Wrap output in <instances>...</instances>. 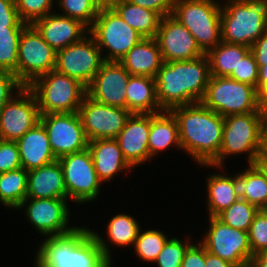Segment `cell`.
I'll list each match as a JSON object with an SVG mask.
<instances>
[{
	"instance_id": "8d00e7d4",
	"label": "cell",
	"mask_w": 267,
	"mask_h": 267,
	"mask_svg": "<svg viewBox=\"0 0 267 267\" xmlns=\"http://www.w3.org/2000/svg\"><path fill=\"white\" fill-rule=\"evenodd\" d=\"M58 6L62 8L63 14L72 19L80 21L88 29L94 23L100 6L96 0H57Z\"/></svg>"
},
{
	"instance_id": "ac0fdd59",
	"label": "cell",
	"mask_w": 267,
	"mask_h": 267,
	"mask_svg": "<svg viewBox=\"0 0 267 267\" xmlns=\"http://www.w3.org/2000/svg\"><path fill=\"white\" fill-rule=\"evenodd\" d=\"M130 73L117 61H104L86 88L87 95L100 103L127 109L126 87Z\"/></svg>"
},
{
	"instance_id": "6da1fadb",
	"label": "cell",
	"mask_w": 267,
	"mask_h": 267,
	"mask_svg": "<svg viewBox=\"0 0 267 267\" xmlns=\"http://www.w3.org/2000/svg\"><path fill=\"white\" fill-rule=\"evenodd\" d=\"M38 247L35 267H111L109 245L98 233L78 227L63 236L46 237Z\"/></svg>"
},
{
	"instance_id": "8fae6325",
	"label": "cell",
	"mask_w": 267,
	"mask_h": 267,
	"mask_svg": "<svg viewBox=\"0 0 267 267\" xmlns=\"http://www.w3.org/2000/svg\"><path fill=\"white\" fill-rule=\"evenodd\" d=\"M55 51L37 29L28 24L22 31L18 48V80L28 86L37 77L55 69Z\"/></svg>"
},
{
	"instance_id": "8992f818",
	"label": "cell",
	"mask_w": 267,
	"mask_h": 267,
	"mask_svg": "<svg viewBox=\"0 0 267 267\" xmlns=\"http://www.w3.org/2000/svg\"><path fill=\"white\" fill-rule=\"evenodd\" d=\"M36 97L40 114L78 112L86 87L78 80L51 70L27 86Z\"/></svg>"
},
{
	"instance_id": "d6986e66",
	"label": "cell",
	"mask_w": 267,
	"mask_h": 267,
	"mask_svg": "<svg viewBox=\"0 0 267 267\" xmlns=\"http://www.w3.org/2000/svg\"><path fill=\"white\" fill-rule=\"evenodd\" d=\"M164 62L193 60L205 55L189 30L174 17H162L156 35Z\"/></svg>"
},
{
	"instance_id": "277c9868",
	"label": "cell",
	"mask_w": 267,
	"mask_h": 267,
	"mask_svg": "<svg viewBox=\"0 0 267 267\" xmlns=\"http://www.w3.org/2000/svg\"><path fill=\"white\" fill-rule=\"evenodd\" d=\"M262 134L263 111L224 117L222 145L219 154L210 164H200V166L222 169L225 168V164H223L225 158L246 152L248 154L247 162L255 164L262 157Z\"/></svg>"
},
{
	"instance_id": "30bf717a",
	"label": "cell",
	"mask_w": 267,
	"mask_h": 267,
	"mask_svg": "<svg viewBox=\"0 0 267 267\" xmlns=\"http://www.w3.org/2000/svg\"><path fill=\"white\" fill-rule=\"evenodd\" d=\"M62 167L67 199L76 204H85L97 199L100 194L99 179L88 149L67 154L57 159Z\"/></svg>"
},
{
	"instance_id": "d6a6232c",
	"label": "cell",
	"mask_w": 267,
	"mask_h": 267,
	"mask_svg": "<svg viewBox=\"0 0 267 267\" xmlns=\"http://www.w3.org/2000/svg\"><path fill=\"white\" fill-rule=\"evenodd\" d=\"M140 225L128 214H116L107 226V236L112 245L119 247L132 246L140 231Z\"/></svg>"
},
{
	"instance_id": "603a6c76",
	"label": "cell",
	"mask_w": 267,
	"mask_h": 267,
	"mask_svg": "<svg viewBox=\"0 0 267 267\" xmlns=\"http://www.w3.org/2000/svg\"><path fill=\"white\" fill-rule=\"evenodd\" d=\"M95 171L102 183L111 180L117 173L132 168L124 159L116 139L88 141V147Z\"/></svg>"
},
{
	"instance_id": "44dd1931",
	"label": "cell",
	"mask_w": 267,
	"mask_h": 267,
	"mask_svg": "<svg viewBox=\"0 0 267 267\" xmlns=\"http://www.w3.org/2000/svg\"><path fill=\"white\" fill-rule=\"evenodd\" d=\"M32 25L55 51L75 44L89 34V29L80 21L56 12L36 20Z\"/></svg>"
},
{
	"instance_id": "9f6ffc18",
	"label": "cell",
	"mask_w": 267,
	"mask_h": 267,
	"mask_svg": "<svg viewBox=\"0 0 267 267\" xmlns=\"http://www.w3.org/2000/svg\"><path fill=\"white\" fill-rule=\"evenodd\" d=\"M243 267H252V265H251V264H249V265H246V266H243Z\"/></svg>"
},
{
	"instance_id": "d4e9b609",
	"label": "cell",
	"mask_w": 267,
	"mask_h": 267,
	"mask_svg": "<svg viewBox=\"0 0 267 267\" xmlns=\"http://www.w3.org/2000/svg\"><path fill=\"white\" fill-rule=\"evenodd\" d=\"M26 198H67L63 170L58 160L28 171Z\"/></svg>"
},
{
	"instance_id": "4dcf8cb0",
	"label": "cell",
	"mask_w": 267,
	"mask_h": 267,
	"mask_svg": "<svg viewBox=\"0 0 267 267\" xmlns=\"http://www.w3.org/2000/svg\"><path fill=\"white\" fill-rule=\"evenodd\" d=\"M207 209L209 217H216L239 197L233 187V176L215 173L207 177Z\"/></svg>"
},
{
	"instance_id": "e575fe53",
	"label": "cell",
	"mask_w": 267,
	"mask_h": 267,
	"mask_svg": "<svg viewBox=\"0 0 267 267\" xmlns=\"http://www.w3.org/2000/svg\"><path fill=\"white\" fill-rule=\"evenodd\" d=\"M168 240L169 238L160 230H140L133 246L141 260L155 262Z\"/></svg>"
},
{
	"instance_id": "9c48e42d",
	"label": "cell",
	"mask_w": 267,
	"mask_h": 267,
	"mask_svg": "<svg viewBox=\"0 0 267 267\" xmlns=\"http://www.w3.org/2000/svg\"><path fill=\"white\" fill-rule=\"evenodd\" d=\"M101 54L103 49L108 53L104 61H119L132 47L144 37L131 28L112 8H100V11L89 28Z\"/></svg>"
},
{
	"instance_id": "7a4b0ae2",
	"label": "cell",
	"mask_w": 267,
	"mask_h": 267,
	"mask_svg": "<svg viewBox=\"0 0 267 267\" xmlns=\"http://www.w3.org/2000/svg\"><path fill=\"white\" fill-rule=\"evenodd\" d=\"M205 55L193 60L163 62L156 76L157 98L163 110L200 103L209 82Z\"/></svg>"
},
{
	"instance_id": "7402d4cb",
	"label": "cell",
	"mask_w": 267,
	"mask_h": 267,
	"mask_svg": "<svg viewBox=\"0 0 267 267\" xmlns=\"http://www.w3.org/2000/svg\"><path fill=\"white\" fill-rule=\"evenodd\" d=\"M22 168L29 171L57 160L50 147L47 130L41 122L16 141Z\"/></svg>"
},
{
	"instance_id": "484cf974",
	"label": "cell",
	"mask_w": 267,
	"mask_h": 267,
	"mask_svg": "<svg viewBox=\"0 0 267 267\" xmlns=\"http://www.w3.org/2000/svg\"><path fill=\"white\" fill-rule=\"evenodd\" d=\"M233 187L236 195L256 206L259 210L267 206V177L264 171L255 163L233 175Z\"/></svg>"
},
{
	"instance_id": "60d3db41",
	"label": "cell",
	"mask_w": 267,
	"mask_h": 267,
	"mask_svg": "<svg viewBox=\"0 0 267 267\" xmlns=\"http://www.w3.org/2000/svg\"><path fill=\"white\" fill-rule=\"evenodd\" d=\"M258 65L255 57L251 51H249L237 65L236 71L228 76L241 83H246L254 86L257 89L258 81Z\"/></svg>"
},
{
	"instance_id": "ab89813d",
	"label": "cell",
	"mask_w": 267,
	"mask_h": 267,
	"mask_svg": "<svg viewBox=\"0 0 267 267\" xmlns=\"http://www.w3.org/2000/svg\"><path fill=\"white\" fill-rule=\"evenodd\" d=\"M249 243L253 255L267 251V210L260 209L248 230Z\"/></svg>"
},
{
	"instance_id": "e0dca14e",
	"label": "cell",
	"mask_w": 267,
	"mask_h": 267,
	"mask_svg": "<svg viewBox=\"0 0 267 267\" xmlns=\"http://www.w3.org/2000/svg\"><path fill=\"white\" fill-rule=\"evenodd\" d=\"M40 110L33 92L24 86L0 111V139L19 140L40 122Z\"/></svg>"
},
{
	"instance_id": "74e56055",
	"label": "cell",
	"mask_w": 267,
	"mask_h": 267,
	"mask_svg": "<svg viewBox=\"0 0 267 267\" xmlns=\"http://www.w3.org/2000/svg\"><path fill=\"white\" fill-rule=\"evenodd\" d=\"M15 3L20 20L26 24L52 13L54 6L53 0H15Z\"/></svg>"
},
{
	"instance_id": "c3c4849f",
	"label": "cell",
	"mask_w": 267,
	"mask_h": 267,
	"mask_svg": "<svg viewBox=\"0 0 267 267\" xmlns=\"http://www.w3.org/2000/svg\"><path fill=\"white\" fill-rule=\"evenodd\" d=\"M205 266L206 267H236L229 261L221 259L208 252L205 248Z\"/></svg>"
},
{
	"instance_id": "4316f807",
	"label": "cell",
	"mask_w": 267,
	"mask_h": 267,
	"mask_svg": "<svg viewBox=\"0 0 267 267\" xmlns=\"http://www.w3.org/2000/svg\"><path fill=\"white\" fill-rule=\"evenodd\" d=\"M127 110L131 113H158L164 111L157 98L156 79L131 75L126 87Z\"/></svg>"
},
{
	"instance_id": "7dc6e473",
	"label": "cell",
	"mask_w": 267,
	"mask_h": 267,
	"mask_svg": "<svg viewBox=\"0 0 267 267\" xmlns=\"http://www.w3.org/2000/svg\"><path fill=\"white\" fill-rule=\"evenodd\" d=\"M250 51L258 66L267 64V31L251 45Z\"/></svg>"
},
{
	"instance_id": "9a60e30c",
	"label": "cell",
	"mask_w": 267,
	"mask_h": 267,
	"mask_svg": "<svg viewBox=\"0 0 267 267\" xmlns=\"http://www.w3.org/2000/svg\"><path fill=\"white\" fill-rule=\"evenodd\" d=\"M67 200V198H26L17 209L26 206L24 208L28 221L41 235L63 236L78 228L68 227L71 214Z\"/></svg>"
},
{
	"instance_id": "bcb514c9",
	"label": "cell",
	"mask_w": 267,
	"mask_h": 267,
	"mask_svg": "<svg viewBox=\"0 0 267 267\" xmlns=\"http://www.w3.org/2000/svg\"><path fill=\"white\" fill-rule=\"evenodd\" d=\"M130 3L159 13L162 17L172 14L175 0H127Z\"/></svg>"
},
{
	"instance_id": "83f0119b",
	"label": "cell",
	"mask_w": 267,
	"mask_h": 267,
	"mask_svg": "<svg viewBox=\"0 0 267 267\" xmlns=\"http://www.w3.org/2000/svg\"><path fill=\"white\" fill-rule=\"evenodd\" d=\"M170 146H176L182 150L179 140L178 123L175 116L168 110L151 113L148 139L150 160L157 153L168 149Z\"/></svg>"
},
{
	"instance_id": "7bdbcfd3",
	"label": "cell",
	"mask_w": 267,
	"mask_h": 267,
	"mask_svg": "<svg viewBox=\"0 0 267 267\" xmlns=\"http://www.w3.org/2000/svg\"><path fill=\"white\" fill-rule=\"evenodd\" d=\"M21 158L16 141L0 139V173L20 169Z\"/></svg>"
},
{
	"instance_id": "f35d334b",
	"label": "cell",
	"mask_w": 267,
	"mask_h": 267,
	"mask_svg": "<svg viewBox=\"0 0 267 267\" xmlns=\"http://www.w3.org/2000/svg\"><path fill=\"white\" fill-rule=\"evenodd\" d=\"M192 243L190 240H179L177 237L170 238L164 245L156 259L158 267H181L184 255Z\"/></svg>"
},
{
	"instance_id": "5bb4252c",
	"label": "cell",
	"mask_w": 267,
	"mask_h": 267,
	"mask_svg": "<svg viewBox=\"0 0 267 267\" xmlns=\"http://www.w3.org/2000/svg\"><path fill=\"white\" fill-rule=\"evenodd\" d=\"M40 122L47 130L54 156L81 152L88 147V139L78 112L41 114Z\"/></svg>"
},
{
	"instance_id": "d590c367",
	"label": "cell",
	"mask_w": 267,
	"mask_h": 267,
	"mask_svg": "<svg viewBox=\"0 0 267 267\" xmlns=\"http://www.w3.org/2000/svg\"><path fill=\"white\" fill-rule=\"evenodd\" d=\"M23 30L0 31V70L18 79V48Z\"/></svg>"
},
{
	"instance_id": "cb8c5ba5",
	"label": "cell",
	"mask_w": 267,
	"mask_h": 267,
	"mask_svg": "<svg viewBox=\"0 0 267 267\" xmlns=\"http://www.w3.org/2000/svg\"><path fill=\"white\" fill-rule=\"evenodd\" d=\"M118 62L130 75L156 78L164 61L156 38H143Z\"/></svg>"
},
{
	"instance_id": "3957f363",
	"label": "cell",
	"mask_w": 267,
	"mask_h": 267,
	"mask_svg": "<svg viewBox=\"0 0 267 267\" xmlns=\"http://www.w3.org/2000/svg\"><path fill=\"white\" fill-rule=\"evenodd\" d=\"M170 111L178 123L182 150L199 165L210 164L222 145L224 117L201 102L177 106Z\"/></svg>"
},
{
	"instance_id": "52a82bcc",
	"label": "cell",
	"mask_w": 267,
	"mask_h": 267,
	"mask_svg": "<svg viewBox=\"0 0 267 267\" xmlns=\"http://www.w3.org/2000/svg\"><path fill=\"white\" fill-rule=\"evenodd\" d=\"M215 0H175L172 14L206 54L221 42L222 5Z\"/></svg>"
},
{
	"instance_id": "2e32d148",
	"label": "cell",
	"mask_w": 267,
	"mask_h": 267,
	"mask_svg": "<svg viewBox=\"0 0 267 267\" xmlns=\"http://www.w3.org/2000/svg\"><path fill=\"white\" fill-rule=\"evenodd\" d=\"M78 114L88 141H93L115 139L132 113L121 107L97 102L86 94Z\"/></svg>"
},
{
	"instance_id": "ba28073f",
	"label": "cell",
	"mask_w": 267,
	"mask_h": 267,
	"mask_svg": "<svg viewBox=\"0 0 267 267\" xmlns=\"http://www.w3.org/2000/svg\"><path fill=\"white\" fill-rule=\"evenodd\" d=\"M201 103L222 117L263 111L257 89L229 77L211 76Z\"/></svg>"
},
{
	"instance_id": "1f68e13d",
	"label": "cell",
	"mask_w": 267,
	"mask_h": 267,
	"mask_svg": "<svg viewBox=\"0 0 267 267\" xmlns=\"http://www.w3.org/2000/svg\"><path fill=\"white\" fill-rule=\"evenodd\" d=\"M28 171L20 168L0 173V203L16 209L27 197Z\"/></svg>"
},
{
	"instance_id": "816d5d0a",
	"label": "cell",
	"mask_w": 267,
	"mask_h": 267,
	"mask_svg": "<svg viewBox=\"0 0 267 267\" xmlns=\"http://www.w3.org/2000/svg\"><path fill=\"white\" fill-rule=\"evenodd\" d=\"M250 264L252 267H267V251L253 255Z\"/></svg>"
},
{
	"instance_id": "4fadbf2b",
	"label": "cell",
	"mask_w": 267,
	"mask_h": 267,
	"mask_svg": "<svg viewBox=\"0 0 267 267\" xmlns=\"http://www.w3.org/2000/svg\"><path fill=\"white\" fill-rule=\"evenodd\" d=\"M100 48L90 35L56 53L55 70L78 80L86 88L104 62Z\"/></svg>"
},
{
	"instance_id": "681fc988",
	"label": "cell",
	"mask_w": 267,
	"mask_h": 267,
	"mask_svg": "<svg viewBox=\"0 0 267 267\" xmlns=\"http://www.w3.org/2000/svg\"><path fill=\"white\" fill-rule=\"evenodd\" d=\"M258 68L257 91L261 94L267 88V64Z\"/></svg>"
},
{
	"instance_id": "7c38bea8",
	"label": "cell",
	"mask_w": 267,
	"mask_h": 267,
	"mask_svg": "<svg viewBox=\"0 0 267 267\" xmlns=\"http://www.w3.org/2000/svg\"><path fill=\"white\" fill-rule=\"evenodd\" d=\"M200 242L208 252L236 267L251 263L252 252L248 232L230 227L217 217H209V230Z\"/></svg>"
},
{
	"instance_id": "f5cc1de1",
	"label": "cell",
	"mask_w": 267,
	"mask_h": 267,
	"mask_svg": "<svg viewBox=\"0 0 267 267\" xmlns=\"http://www.w3.org/2000/svg\"><path fill=\"white\" fill-rule=\"evenodd\" d=\"M123 0H96L101 8H111L114 4L119 3Z\"/></svg>"
},
{
	"instance_id": "db71d44e",
	"label": "cell",
	"mask_w": 267,
	"mask_h": 267,
	"mask_svg": "<svg viewBox=\"0 0 267 267\" xmlns=\"http://www.w3.org/2000/svg\"><path fill=\"white\" fill-rule=\"evenodd\" d=\"M256 164L264 171L266 177H267V158L261 157ZM267 210V206L266 209Z\"/></svg>"
},
{
	"instance_id": "f1b7e54d",
	"label": "cell",
	"mask_w": 267,
	"mask_h": 267,
	"mask_svg": "<svg viewBox=\"0 0 267 267\" xmlns=\"http://www.w3.org/2000/svg\"><path fill=\"white\" fill-rule=\"evenodd\" d=\"M131 28L144 38H155L162 16L152 10L142 8L123 0L111 7Z\"/></svg>"
},
{
	"instance_id": "ffe728a7",
	"label": "cell",
	"mask_w": 267,
	"mask_h": 267,
	"mask_svg": "<svg viewBox=\"0 0 267 267\" xmlns=\"http://www.w3.org/2000/svg\"><path fill=\"white\" fill-rule=\"evenodd\" d=\"M151 113H132L124 128L115 138L124 159L132 167L150 160L148 139L150 134Z\"/></svg>"
},
{
	"instance_id": "f907efd6",
	"label": "cell",
	"mask_w": 267,
	"mask_h": 267,
	"mask_svg": "<svg viewBox=\"0 0 267 267\" xmlns=\"http://www.w3.org/2000/svg\"><path fill=\"white\" fill-rule=\"evenodd\" d=\"M262 157L267 158V108H263Z\"/></svg>"
},
{
	"instance_id": "5b68a950",
	"label": "cell",
	"mask_w": 267,
	"mask_h": 267,
	"mask_svg": "<svg viewBox=\"0 0 267 267\" xmlns=\"http://www.w3.org/2000/svg\"><path fill=\"white\" fill-rule=\"evenodd\" d=\"M267 31V0H227L221 9V41L248 47Z\"/></svg>"
},
{
	"instance_id": "ee69618b",
	"label": "cell",
	"mask_w": 267,
	"mask_h": 267,
	"mask_svg": "<svg viewBox=\"0 0 267 267\" xmlns=\"http://www.w3.org/2000/svg\"><path fill=\"white\" fill-rule=\"evenodd\" d=\"M23 87L24 85L17 79L14 74L0 70V111L16 94L15 90L19 91Z\"/></svg>"
},
{
	"instance_id": "b9f144b4",
	"label": "cell",
	"mask_w": 267,
	"mask_h": 267,
	"mask_svg": "<svg viewBox=\"0 0 267 267\" xmlns=\"http://www.w3.org/2000/svg\"><path fill=\"white\" fill-rule=\"evenodd\" d=\"M27 25L19 18L15 0H0V31L23 30Z\"/></svg>"
},
{
	"instance_id": "836d02e7",
	"label": "cell",
	"mask_w": 267,
	"mask_h": 267,
	"mask_svg": "<svg viewBox=\"0 0 267 267\" xmlns=\"http://www.w3.org/2000/svg\"><path fill=\"white\" fill-rule=\"evenodd\" d=\"M259 209L239 198L229 208L223 210L216 217L223 223L238 230L247 231Z\"/></svg>"
},
{
	"instance_id": "f6af8a7d",
	"label": "cell",
	"mask_w": 267,
	"mask_h": 267,
	"mask_svg": "<svg viewBox=\"0 0 267 267\" xmlns=\"http://www.w3.org/2000/svg\"><path fill=\"white\" fill-rule=\"evenodd\" d=\"M181 267H206L205 246L199 241L191 244L185 252Z\"/></svg>"
},
{
	"instance_id": "f546056e",
	"label": "cell",
	"mask_w": 267,
	"mask_h": 267,
	"mask_svg": "<svg viewBox=\"0 0 267 267\" xmlns=\"http://www.w3.org/2000/svg\"><path fill=\"white\" fill-rule=\"evenodd\" d=\"M250 51V47L221 41L210 49L206 56L209 61L210 75L228 77L236 71L240 60Z\"/></svg>"
},
{
	"instance_id": "11a10c76",
	"label": "cell",
	"mask_w": 267,
	"mask_h": 267,
	"mask_svg": "<svg viewBox=\"0 0 267 267\" xmlns=\"http://www.w3.org/2000/svg\"><path fill=\"white\" fill-rule=\"evenodd\" d=\"M260 101L263 108H267V88L260 94Z\"/></svg>"
}]
</instances>
